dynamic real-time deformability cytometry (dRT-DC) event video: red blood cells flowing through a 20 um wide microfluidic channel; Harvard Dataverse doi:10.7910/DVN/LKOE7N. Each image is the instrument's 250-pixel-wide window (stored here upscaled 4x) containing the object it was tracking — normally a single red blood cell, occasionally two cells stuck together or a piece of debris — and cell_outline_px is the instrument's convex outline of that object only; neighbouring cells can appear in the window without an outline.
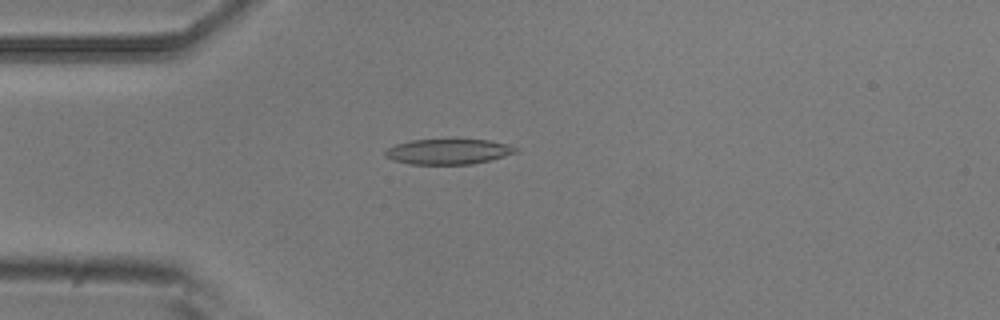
{"species": "common noctule bat (a hibernating species)", "species_latin": "Nyctalus noctula", "temperature_condition": "room temperature", "stored_images_in_passage": 1, "camera_frame_rate_fps": 3000, "um_per_image_px": 0.085, "animal": {"sex": "male", "body_mass_g": 20.5, "forearm_length_mm": 52.5}, "frame": {"image": 1, "passage_image": 1, "time_ms": 0.0, "image_size_px": [1000, 320], "cell_outline_px": [[520, 152], [472, 164], [408, 164], [392, 160], [384, 156], [384, 152], [388, 148], [396, 144], [412, 140], [448, 136], [488, 140], [508, 144], [520, 148]], "centroid_in_image_um": [38.12, 12.83], "position_along_channel_um": 46.9, "area_um2": 20.35}}